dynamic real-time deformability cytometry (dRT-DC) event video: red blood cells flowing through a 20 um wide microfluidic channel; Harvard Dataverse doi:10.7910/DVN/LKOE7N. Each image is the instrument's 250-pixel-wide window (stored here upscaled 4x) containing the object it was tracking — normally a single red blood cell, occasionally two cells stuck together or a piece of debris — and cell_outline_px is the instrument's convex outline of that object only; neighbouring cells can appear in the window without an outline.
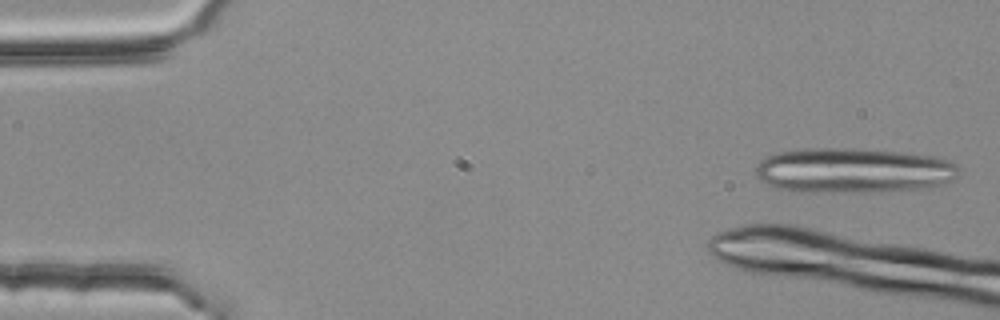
{"species": "common noctule bat (a hibernating species)", "species_latin": "Nyctalus noctula", "temperature_condition": "room temperature", "stored_images_in_passage": 1, "camera_frame_rate_fps": 3000, "um_per_image_px": 0.085, "animal": {"sex": "female", "body_mass_g": 25.1}, "frame": {"image": 1, "passage_image": 1, "time_ms": 0.0, "image_size_px": [1000, 320], "cell_outline_px": [[960, 176], [952, 180], [940, 184], [920, 188], [872, 192], [800, 192], [776, 188], [764, 184], [756, 176], [756, 164], [764, 156], [776, 152], [796, 148], [852, 148], [904, 152], [932, 156], [948, 160], [956, 164], [960, 168]], "centroid_in_image_um": [72.47, 14.48], "position_along_channel_um": 12.5, "area_um2": 54.1}}